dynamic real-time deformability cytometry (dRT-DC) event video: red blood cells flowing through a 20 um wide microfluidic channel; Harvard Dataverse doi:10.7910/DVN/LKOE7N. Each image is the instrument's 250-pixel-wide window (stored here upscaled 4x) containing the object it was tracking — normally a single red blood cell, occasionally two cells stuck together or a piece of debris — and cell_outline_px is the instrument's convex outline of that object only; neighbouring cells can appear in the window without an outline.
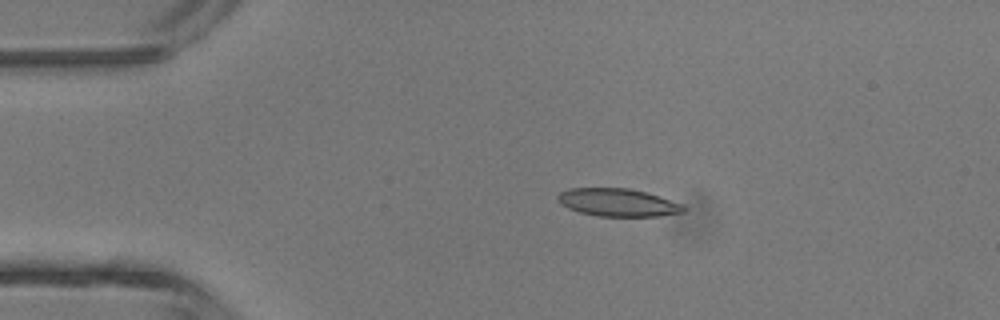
{"species": "common noctule bat (a hibernating species)", "species_latin": "Nyctalus noctula", "temperature_condition": "room temperature", "stored_images_in_passage": 2, "camera_frame_rate_fps": 3000, "um_per_image_px": 0.085, "animal": {"sex": "male", "body_mass_g": 13.3}, "frame": {"image": 1, "passage_image": 1, "time_ms": 0.0, "image_size_px": [1000, 320], "cell_outline_px": [[688, 208], [684, 212], [660, 216], [596, 216], [580, 212], [568, 208], [560, 204], [556, 196], [560, 192], [568, 188], [628, 188], [648, 192], [684, 204]], "centroid_in_image_um": [52.55, 17.21], "position_along_channel_um": 32.4, "area_um2": 20.69}}